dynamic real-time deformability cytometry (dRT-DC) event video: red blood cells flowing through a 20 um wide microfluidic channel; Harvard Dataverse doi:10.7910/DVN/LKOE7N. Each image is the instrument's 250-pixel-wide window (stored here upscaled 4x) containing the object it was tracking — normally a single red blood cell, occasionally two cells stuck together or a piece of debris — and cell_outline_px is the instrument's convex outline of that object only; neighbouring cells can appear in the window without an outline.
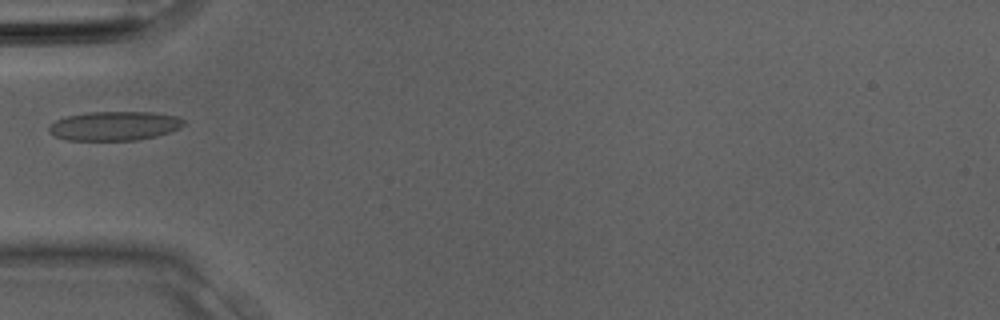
{"species": "Egyptian fruit bat (a non-hibernating species)", "species_latin": "Rousettus aegyptiacus", "temperature_condition": "room temperature", "stored_images_in_passage": 6, "camera_frame_rate_fps": 3000, "um_per_image_px": 0.085, "animal": {"sex": "male"}, "frame": {"image": 1, "passage_image": 1, "time_ms": 0.0, "image_size_px": [1000, 320], "cell_outline_px": [[184, 124], [180, 128], [156, 136], [136, 140], [68, 140], [56, 136], [48, 132], [48, 128], [56, 120], [68, 116], [88, 112], [152, 112], [176, 116], [184, 120]], "centroid_in_image_um": [9.73, 10.7], "position_along_channel_um": 75.3, "area_um2": 22.72}}